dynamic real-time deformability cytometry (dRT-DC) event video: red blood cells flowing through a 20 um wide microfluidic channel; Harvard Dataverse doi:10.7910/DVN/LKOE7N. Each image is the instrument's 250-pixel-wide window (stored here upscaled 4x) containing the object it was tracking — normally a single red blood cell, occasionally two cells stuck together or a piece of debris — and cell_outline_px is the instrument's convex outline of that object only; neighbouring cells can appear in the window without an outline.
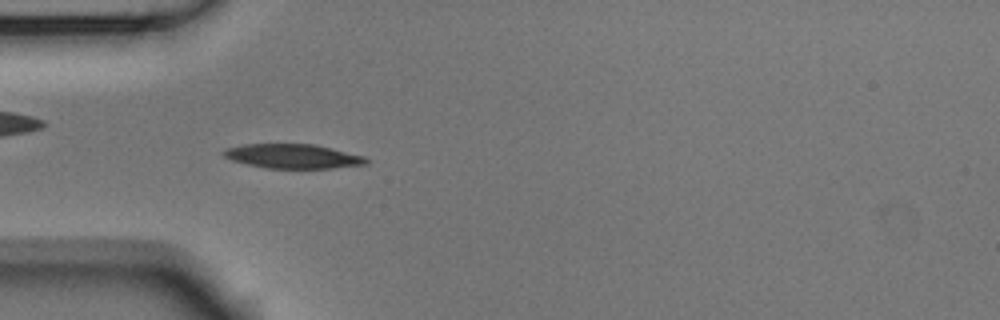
{"species": "Egyptian fruit bat (a non-hibernating species)", "species_latin": "Rousettus aegyptiacus", "temperature_condition": "room temperature", "stored_images_in_passage": 53, "camera_frame_rate_fps": 3000, "um_per_image_px": 0.085, "animal": {"sex": "male"}, "frame": {"image": 1, "passage_image": 15, "time_ms": 4.667, "image_size_px": [1000, 320], "cell_outline_px": [[368, 164], [332, 168], [264, 168], [232, 160], [224, 156], [220, 152], [228, 148], [244, 144], [312, 144], [332, 148], [364, 156], [368, 160]], "centroid_in_image_um": [24.9, 13.28], "position_along_channel_um": 60.1, "area_um2": 20.11}}
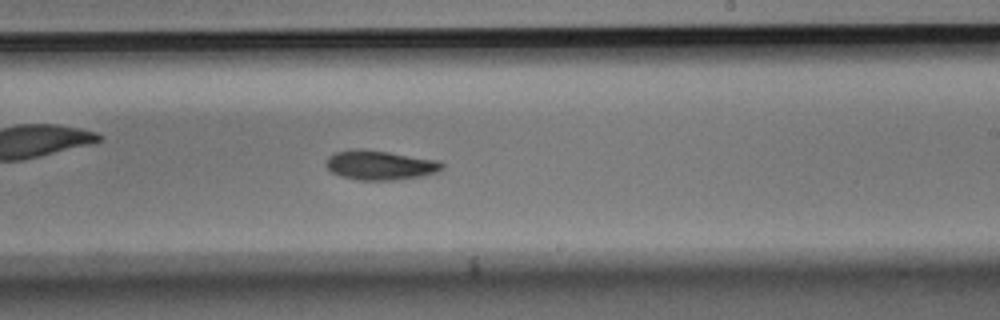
{"frame": {"image": 2, "passage_image": 31, "time_ms": 10.0, "image_size_px": [1000, 320], "cell_outline_px": [[444, 168], [436, 172], [420, 176], [392, 180], [360, 180], [340, 176], [332, 172], [324, 164], [328, 156], [336, 152], [352, 148], [360, 148], [388, 152], [440, 160], [444, 164]], "centroid_in_image_um": [32.28, 14.02], "position_along_channel_um": 256.7, "area_um2": 20.0}}
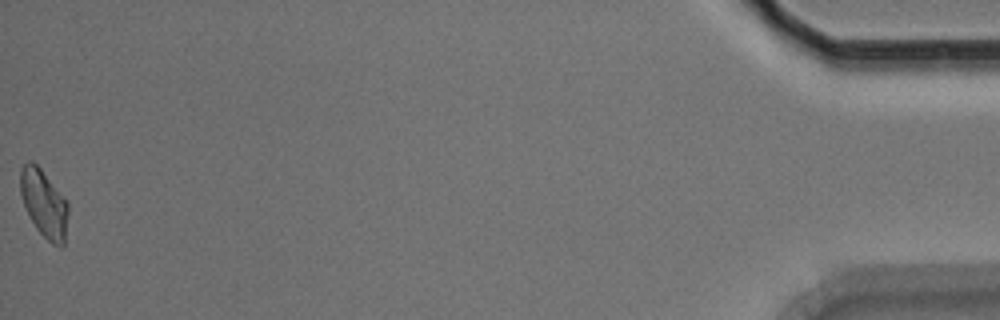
{"frame": {"image": 3, "passage_image": 53, "time_ms": 17.333, "image_size_px": [1000, 320], "cell_outline_px": [[68, 212], [64, 244], [60, 248], [52, 244], [36, 228], [24, 204], [20, 192], [20, 168], [28, 160], [32, 160], [40, 168], [68, 200]], "centroid_in_image_um": [3.75, 17.28], "position_along_channel_um": 431.4, "area_um2": 18.84}, "authors_computed_cell_mechanics": {"area_um2": 19.7098, "velocity_mm_per_s": 3.7141, "shape_relaxation_time_tau1_ms": 2.6609, "shape_relaxation_time_tau2_ms": null, "deformation_change_tau1": 0.1199, "deformation_change_tau2": null}}